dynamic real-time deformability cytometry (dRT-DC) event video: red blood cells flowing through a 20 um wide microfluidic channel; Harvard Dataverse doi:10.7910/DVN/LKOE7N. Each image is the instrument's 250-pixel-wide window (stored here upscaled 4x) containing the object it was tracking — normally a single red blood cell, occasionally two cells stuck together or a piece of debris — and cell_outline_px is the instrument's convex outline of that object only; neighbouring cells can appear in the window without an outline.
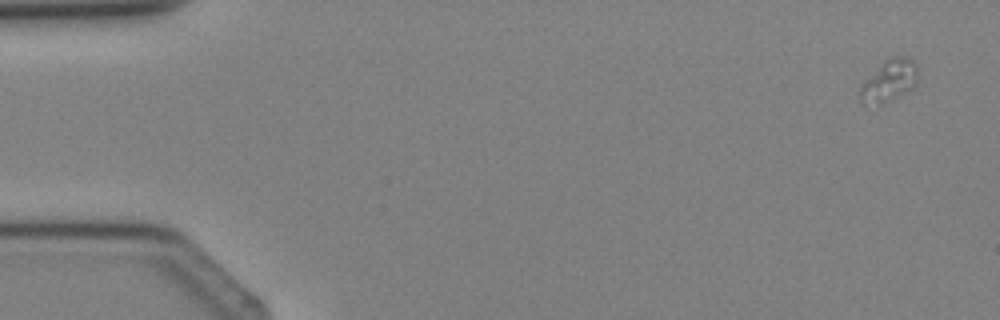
{"species": "Egyptian fruit bat (a non-hibernating species)", "species_latin": "Rousettus aegyptiacus", "temperature_condition": "cold", "stored_images_in_passage": 4, "camera_frame_rate_fps": 3000, "um_per_image_px": 0.085, "animal": {"sex": "female"}, "frame": {"image": 1, "passage_image": 1, "time_ms": 0.0, "image_size_px": [1000, 320], "cell_outline_px": [[916, 88], [880, 104], [864, 104], [860, 100], [860, 84], [888, 56], [908, 56], [916, 64]], "centroid_in_image_um": [75.57, 6.84], "position_along_channel_um": 9.4, "area_um2": 14.22}}